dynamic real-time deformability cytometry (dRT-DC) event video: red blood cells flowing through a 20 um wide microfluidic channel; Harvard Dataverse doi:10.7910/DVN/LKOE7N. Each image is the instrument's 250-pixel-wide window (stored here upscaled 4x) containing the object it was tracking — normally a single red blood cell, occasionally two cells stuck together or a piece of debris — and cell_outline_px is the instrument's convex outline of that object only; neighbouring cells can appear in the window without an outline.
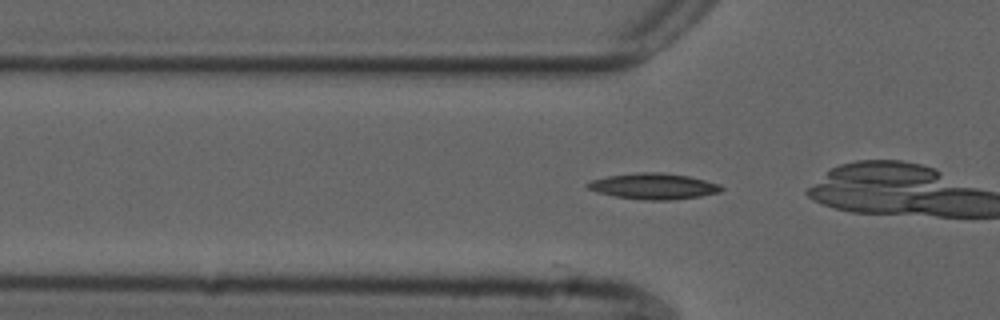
{"species": "common noctule bat (a hibernating species)", "species_latin": "Nyctalus noctula", "temperature_condition": "cold", "stored_images_in_passage": 14, "camera_frame_rate_fps": 3000, "um_per_image_px": 0.085, "animal": {"sex": "male", "forearm_length_mm": 52.5}, "frame": {"image": 1, "passage_image": 14, "time_ms": 4.333, "image_size_px": [1000, 320], "cell_outline_px": [[724, 188], [720, 192], [700, 196], [668, 200], [644, 200], [616, 196], [596, 192], [588, 188], [584, 184], [588, 180], [608, 176], [640, 172], [660, 172], [688, 176], [720, 184]], "centroid_in_image_um": [55.52, 15.82], "position_along_channel_um": 70.3, "area_um2": 20.17}}